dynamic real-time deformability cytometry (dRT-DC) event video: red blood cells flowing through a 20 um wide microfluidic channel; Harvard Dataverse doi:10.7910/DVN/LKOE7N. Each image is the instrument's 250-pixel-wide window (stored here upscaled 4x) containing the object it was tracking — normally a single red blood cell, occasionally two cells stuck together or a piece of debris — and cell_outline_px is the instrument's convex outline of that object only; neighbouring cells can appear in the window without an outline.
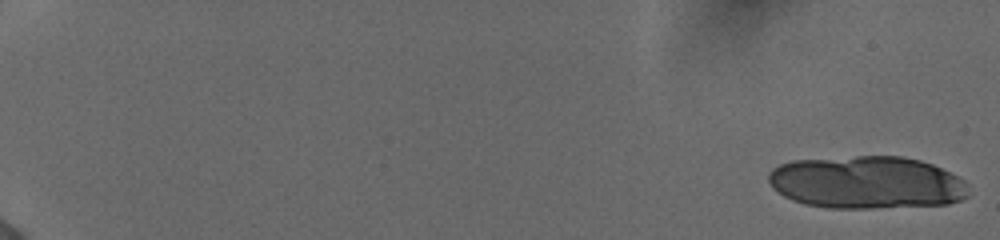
{"species": "human", "species_latin": "Homo sapiens", "temperature_condition": "cold", "stored_images_in_passage": 21, "camera_frame_rate_fps": 3000, "um_per_image_px": 0.085, "donor": {"sex": "female"}, "frame": {"image": 1, "passage_image": 1, "time_ms": 0.0, "image_size_px": [1000, 240], "cell_outline_px": [[968, 196], [960, 200], [948, 204], [872, 208], [828, 208], [804, 204], [792, 200], [784, 196], [772, 188], [768, 180], [768, 172], [772, 168], [780, 164], [792, 160], [856, 156], [904, 156], [920, 160], [932, 164], [964, 180], [968, 184]], "centroid_in_image_um": [73.64, 15.51], "position_along_channel_um": 11.4, "area_um2": 61.79}}